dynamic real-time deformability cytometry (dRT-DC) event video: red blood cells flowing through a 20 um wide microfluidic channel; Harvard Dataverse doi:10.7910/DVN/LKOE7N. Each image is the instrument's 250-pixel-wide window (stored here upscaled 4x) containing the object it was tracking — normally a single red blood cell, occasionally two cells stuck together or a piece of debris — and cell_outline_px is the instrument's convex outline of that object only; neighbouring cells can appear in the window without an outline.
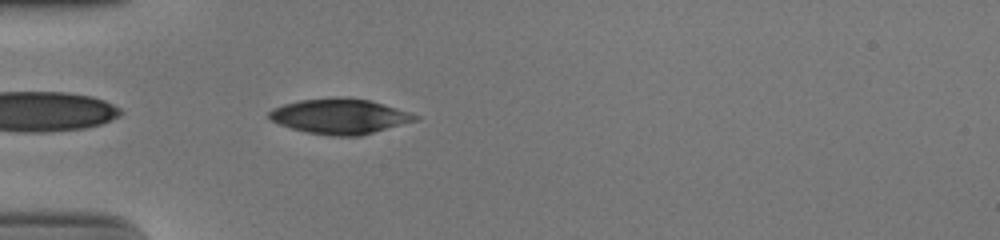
{"species": "human", "species_latin": "Homo sapiens", "temperature_condition": "cold", "stored_images_in_passage": 38, "camera_frame_rate_fps": 3000, "um_per_image_px": 0.085, "donor": {"sex": "male"}, "frame": {"image": 1, "passage_image": 2, "time_ms": 0.333, "image_size_px": [1000, 240], "cell_outline_px": [[420, 120], [360, 136], [332, 136], [308, 132], [292, 128], [280, 124], [272, 120], [268, 116], [268, 112], [272, 108], [284, 104], [300, 100], [336, 96], [348, 96], [368, 100], [396, 108], [420, 116]], "centroid_in_image_um": [28.9, 9.87], "position_along_channel_um": 56.1, "area_um2": 30.06}}
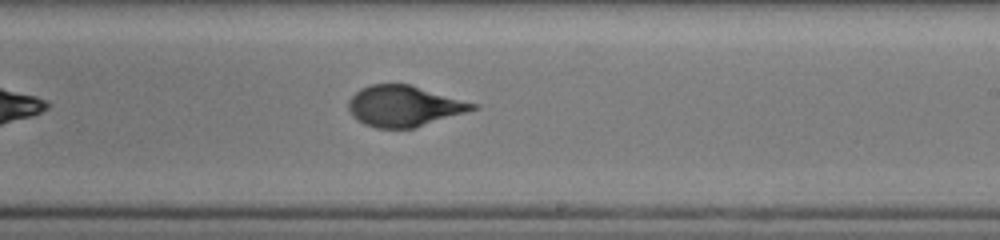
{"frame": {"image": 2, "passage_image": 18, "time_ms": 5.667, "image_size_px": [1000, 240], "cell_outline_px": [[476, 108], [416, 128], [376, 128], [364, 124], [356, 120], [352, 116], [348, 108], [348, 100], [360, 88], [372, 84], [408, 84], [476, 104]], "centroid_in_image_um": [34.25, 9.03], "position_along_channel_um": 254.7, "area_um2": 29.13}}
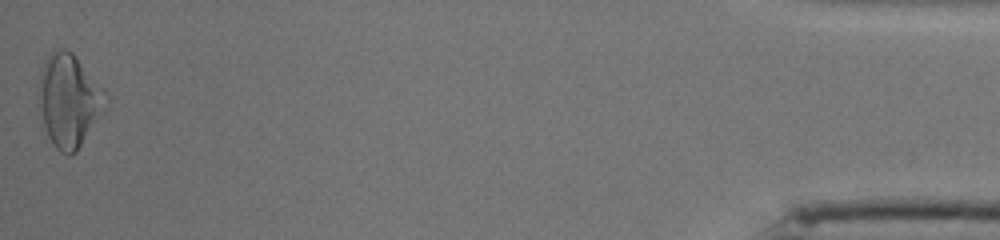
{"frame": {"image": 3, "passage_image": 38, "time_ms": 12.333, "image_size_px": [1000, 240], "cell_outline_px": [[108, 108], [76, 152], [68, 156], [60, 152], [56, 148], [48, 136], [36, 100], [40, 72], [52, 48], [64, 48], [72, 52]], "centroid_in_image_um": [5.75, 8.61], "position_along_channel_um": 429.4, "area_um2": 35.08}, "authors_computed_cell_mechanics": {"area_um2": 29.8248, "velocity_mm_per_s": 3.9135, "shape_relaxation_time_tau1_ms": 5.797, "shape_relaxation_time_tau2_ms": null, "deformation_change_tau1": 0.208, "deformation_change_tau2": null}}